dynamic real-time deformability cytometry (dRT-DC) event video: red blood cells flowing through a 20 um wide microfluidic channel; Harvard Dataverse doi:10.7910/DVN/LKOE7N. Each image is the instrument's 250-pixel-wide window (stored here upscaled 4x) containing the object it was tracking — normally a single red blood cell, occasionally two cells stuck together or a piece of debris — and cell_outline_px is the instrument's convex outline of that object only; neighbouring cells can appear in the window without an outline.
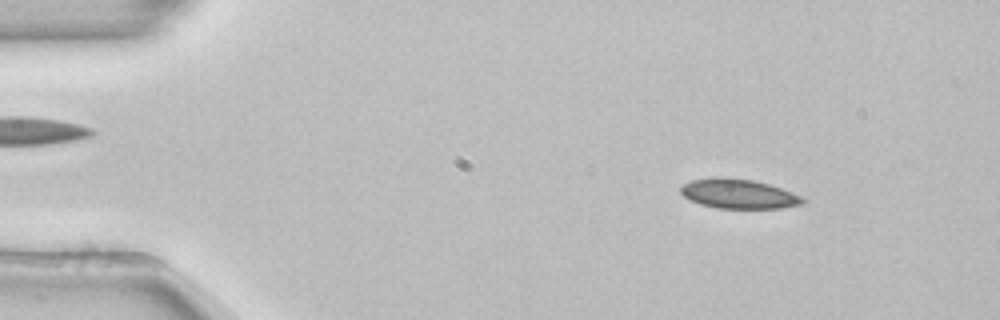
{"species": "common noctule bat (a hibernating species)", "species_latin": "Nyctalus noctula", "temperature_condition": "room temperature", "stored_images_in_passage": 52, "camera_frame_rate_fps": 3000, "um_per_image_px": 0.085, "animal": {"sex": "female", "body_mass_g": 22.7, "forearm_length_mm": 54.2}, "frame": {"image": 1, "passage_image": 6, "time_ms": 1.667, "image_size_px": [1000, 320], "cell_outline_px": [[808, 200], [804, 204], [780, 208], [716, 208], [700, 204], [684, 196], [680, 192], [680, 188], [684, 184], [692, 180], [720, 176], [724, 176], [752, 180], [768, 184], [792, 192]], "centroid_in_image_um": [62.79, 16.47], "position_along_channel_um": 22.2, "area_um2": 20.98}}
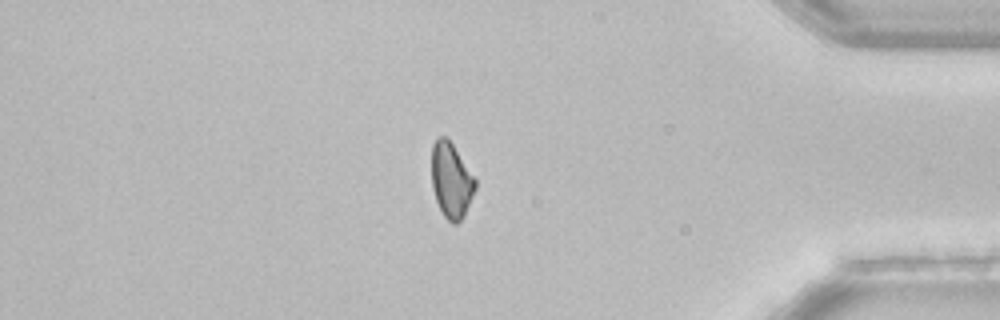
{"frame": {"image": 2, "passage_image": 44, "time_ms": 14.333, "image_size_px": [1000, 320], "cell_outline_px": [[476, 188], [464, 216], [456, 224], [452, 224], [444, 216], [436, 200], [432, 188], [432, 144], [436, 136], [448, 136], [476, 176]], "centroid_in_image_um": [38.37, 15.27], "position_along_channel_um": 396.8, "area_um2": 19.65}}
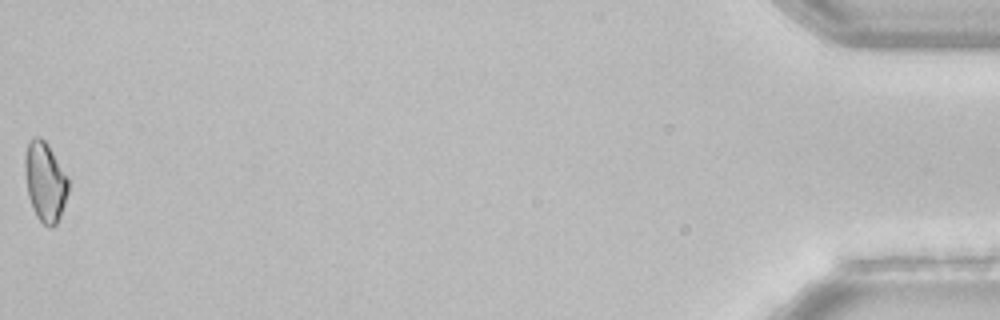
{"frame": {"image": 3, "passage_image": 52, "time_ms": 17.0, "image_size_px": [1000, 320], "cell_outline_px": [[68, 192], [60, 216], [56, 224], [52, 228], [48, 228], [36, 216], [32, 208], [28, 196], [24, 172], [24, 160], [28, 144], [36, 136], [40, 136], [48, 144], [68, 176]], "centroid_in_image_um": [3.83, 15.46], "position_along_channel_um": 431.4, "area_um2": 20.17}, "authors_computed_cell_mechanics": {"area_um2": 20.9236, "velocity_mm_per_s": 3.8749, "shape_relaxation_time_tau1_ms": 6.935, "shape_relaxation_time_tau2_ms": null, "deformation_change_tau1": 0.1074, "deformation_change_tau2": null}}